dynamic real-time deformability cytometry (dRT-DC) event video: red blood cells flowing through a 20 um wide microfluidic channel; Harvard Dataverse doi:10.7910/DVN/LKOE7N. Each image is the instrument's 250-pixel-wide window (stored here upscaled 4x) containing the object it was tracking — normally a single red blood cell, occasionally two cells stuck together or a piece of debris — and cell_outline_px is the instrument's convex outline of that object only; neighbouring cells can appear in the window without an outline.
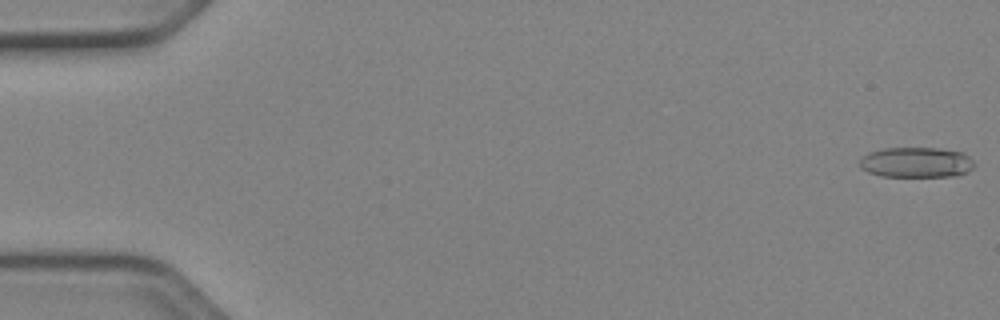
{"species": "Egyptian fruit bat (a non-hibernating species)", "species_latin": "Rousettus aegyptiacus", "temperature_condition": "cold", "stored_images_in_passage": 52, "camera_frame_rate_fps": 3000, "um_per_image_px": 0.085, "animal": {"sex": "female"}, "frame": {"image": 1, "passage_image": 1, "time_ms": 0.0, "image_size_px": [1000, 320], "cell_outline_px": [[972, 168], [968, 172], [952, 176], [880, 176], [868, 172], [860, 168], [860, 160], [868, 152], [884, 148], [940, 148], [964, 152], [972, 160]], "centroid_in_image_um": [77.87, 13.79], "position_along_channel_um": 7.1, "area_um2": 20.23}}
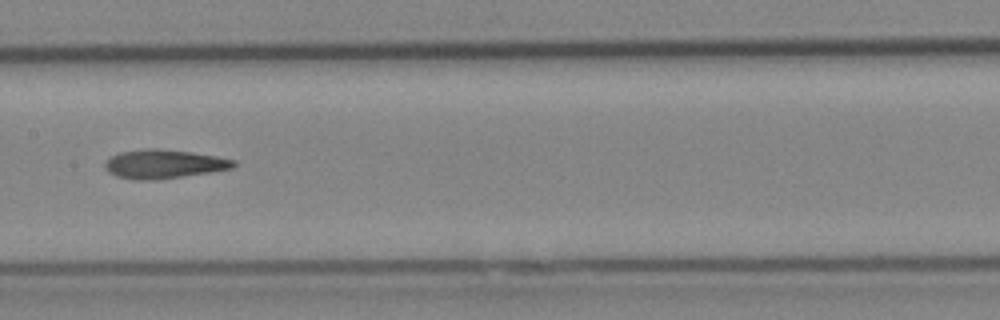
{"frame": {"image": 2, "passage_image": 27, "time_ms": 8.667, "image_size_px": [1000, 320], "cell_outline_px": [[236, 164], [232, 168], [212, 172], [152, 180], [136, 180], [116, 176], [108, 172], [104, 168], [104, 160], [108, 156], [120, 152], [144, 148], [156, 148], [192, 152], [216, 156], [236, 160]], "centroid_in_image_um": [13.87, 13.93], "position_along_channel_um": 193.5, "area_um2": 21.85}}
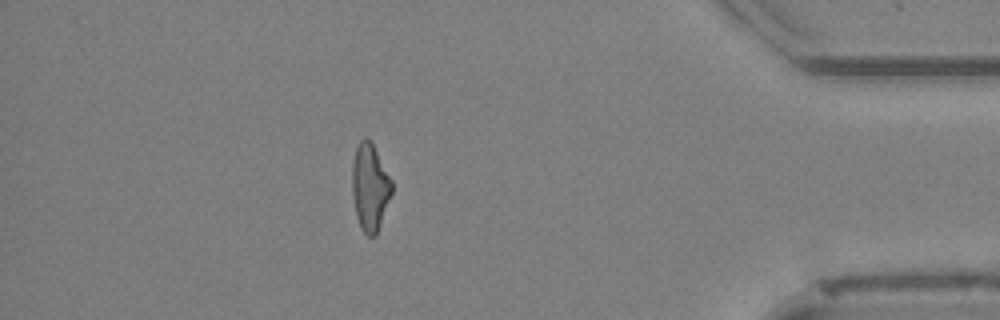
{"frame": {"image": 3, "passage_image": 46, "time_ms": 15.0, "image_size_px": [1000, 320], "cell_outline_px": [[392, 192], [376, 236], [368, 236], [360, 228], [356, 216], [352, 192], [352, 164], [356, 148], [360, 140], [364, 136], [368, 136], [392, 180]], "centroid_in_image_um": [31.44, 15.9], "position_along_channel_um": 403.8, "area_um2": 20.11}, "authors_computed_cell_mechanics": {"area_um2": 20.7502, "velocity_mm_per_s": 3.9691, "shape_relaxation_time_tau1_ms": null, "shape_relaxation_time_tau2_ms": 4.5362, "deformation_change_tau1": null, "deformation_change_tau2": 0.1556}}